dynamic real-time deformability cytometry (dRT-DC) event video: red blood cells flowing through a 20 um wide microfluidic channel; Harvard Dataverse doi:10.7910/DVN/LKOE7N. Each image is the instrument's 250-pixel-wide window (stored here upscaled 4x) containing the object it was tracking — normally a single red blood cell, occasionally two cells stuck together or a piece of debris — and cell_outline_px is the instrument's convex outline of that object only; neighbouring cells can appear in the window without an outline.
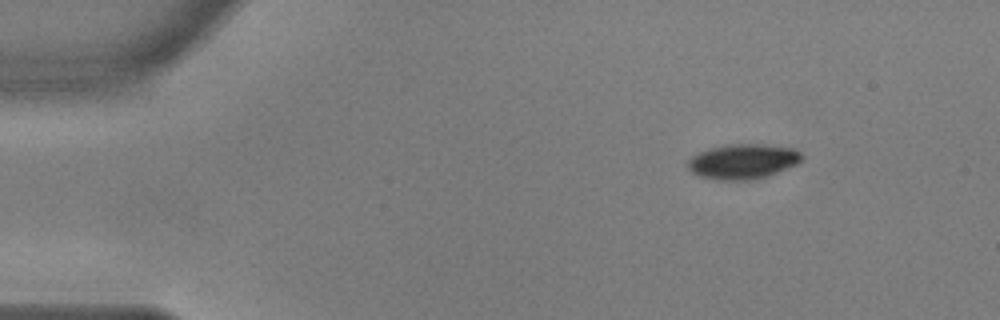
{"species": "common noctule bat (a hibernating species)", "species_latin": "Nyctalus noctula", "temperature_condition": "warm", "stored_images_in_passage": 3, "camera_frame_rate_fps": 3000, "um_per_image_px": 0.085, "animal": {"sex": "male", "body_mass_g": 17.9, "forearm_length_mm": 54.2}, "frame": {"image": 1, "passage_image": 1, "time_ms": 0.0, "image_size_px": [1000, 320], "cell_outline_px": [[804, 156], [796, 164], [768, 176], [752, 180], [716, 180], [700, 176], [692, 172], [688, 168], [688, 160], [692, 156], [700, 152], [712, 148], [736, 144], [760, 144], [796, 148]], "centroid_in_image_um": [63.17, 13.73], "position_along_channel_um": 21.8, "area_um2": 23.06}}